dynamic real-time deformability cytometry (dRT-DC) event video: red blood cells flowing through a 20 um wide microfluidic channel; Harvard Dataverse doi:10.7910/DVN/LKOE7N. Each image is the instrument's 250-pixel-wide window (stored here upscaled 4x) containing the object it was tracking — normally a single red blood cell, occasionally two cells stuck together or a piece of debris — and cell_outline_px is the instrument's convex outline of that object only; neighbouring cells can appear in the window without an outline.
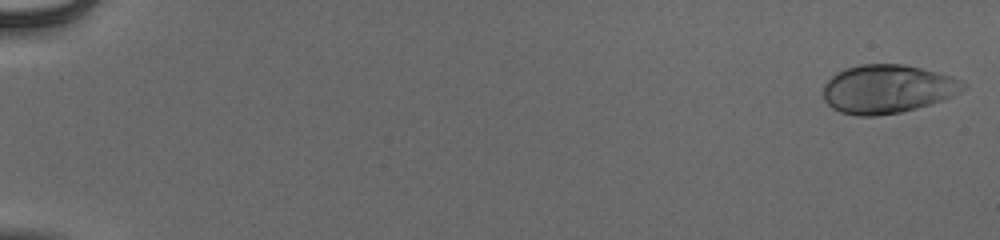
{"species": "human", "species_latin": "Homo sapiens", "temperature_condition": "cold", "stored_images_in_passage": 51, "camera_frame_rate_fps": 3000, "um_per_image_px": 0.085, "donor": {"sex": "male"}, "frame": {"image": 1, "passage_image": 1, "time_ms": 0.0, "image_size_px": [1000, 240], "cell_outline_px": [[968, 84], [960, 92], [944, 100], [916, 108], [900, 112], [876, 116], [856, 116], [840, 112], [832, 108], [824, 100], [824, 84], [836, 72], [844, 68], [860, 64], [904, 64], [952, 76]], "centroid_in_image_um": [75.42, 7.56], "position_along_channel_um": 9.6, "area_um2": 39.71}}
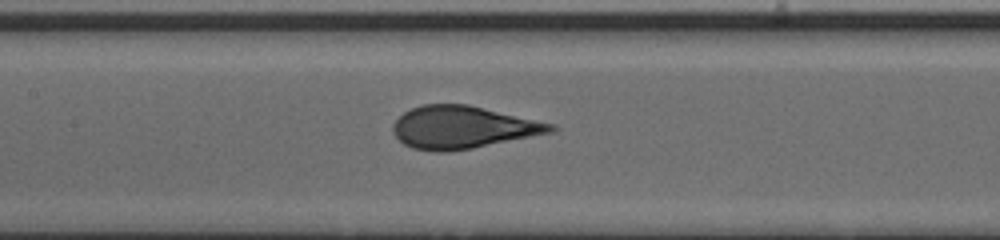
{"frame": {"image": 2, "passage_image": 28, "time_ms": 9.0, "image_size_px": [1000, 240], "cell_outline_px": [[556, 132], [472, 148], [448, 152], [432, 152], [412, 148], [404, 144], [392, 132], [392, 124], [404, 112], [412, 108], [424, 104], [468, 104], [556, 124]], "centroid_in_image_um": [39.36, 10.83], "position_along_channel_um": 168.0, "area_um2": 39.3}}
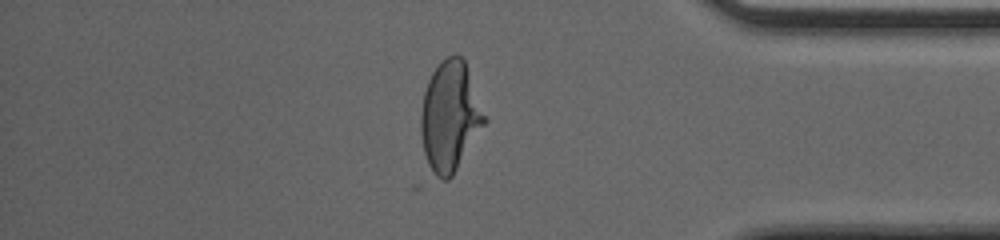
{"frame": {"image": 3, "passage_image": 47, "time_ms": 15.333, "image_size_px": [1000, 240], "cell_outline_px": [[488, 120], [452, 176], [448, 180], [444, 180], [436, 176], [428, 164], [424, 152], [420, 132], [420, 116], [424, 92], [428, 80], [432, 72], [448, 56], [460, 56], [464, 60]], "centroid_in_image_um": [38.25, 9.92], "position_along_channel_um": 396.9, "area_um2": 40.4}}